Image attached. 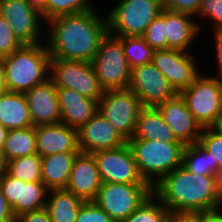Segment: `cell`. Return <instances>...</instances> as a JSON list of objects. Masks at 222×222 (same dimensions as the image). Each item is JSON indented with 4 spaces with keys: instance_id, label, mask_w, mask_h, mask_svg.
Masks as SVG:
<instances>
[{
    "instance_id": "obj_20",
    "label": "cell",
    "mask_w": 222,
    "mask_h": 222,
    "mask_svg": "<svg viewBox=\"0 0 222 222\" xmlns=\"http://www.w3.org/2000/svg\"><path fill=\"white\" fill-rule=\"evenodd\" d=\"M102 185L94 155L80 152L76 155L66 190L83 201H93Z\"/></svg>"
},
{
    "instance_id": "obj_12",
    "label": "cell",
    "mask_w": 222,
    "mask_h": 222,
    "mask_svg": "<svg viewBox=\"0 0 222 222\" xmlns=\"http://www.w3.org/2000/svg\"><path fill=\"white\" fill-rule=\"evenodd\" d=\"M0 16L9 22L14 35L23 45L45 42L46 22L27 0H0Z\"/></svg>"
},
{
    "instance_id": "obj_8",
    "label": "cell",
    "mask_w": 222,
    "mask_h": 222,
    "mask_svg": "<svg viewBox=\"0 0 222 222\" xmlns=\"http://www.w3.org/2000/svg\"><path fill=\"white\" fill-rule=\"evenodd\" d=\"M151 194L150 184L102 183L93 202L114 222H122Z\"/></svg>"
},
{
    "instance_id": "obj_39",
    "label": "cell",
    "mask_w": 222,
    "mask_h": 222,
    "mask_svg": "<svg viewBox=\"0 0 222 222\" xmlns=\"http://www.w3.org/2000/svg\"><path fill=\"white\" fill-rule=\"evenodd\" d=\"M212 37V46L215 48L212 52V55L215 56V74L210 72V76L222 78V27L211 29ZM215 51V52H214ZM217 70V71H216Z\"/></svg>"
},
{
    "instance_id": "obj_23",
    "label": "cell",
    "mask_w": 222,
    "mask_h": 222,
    "mask_svg": "<svg viewBox=\"0 0 222 222\" xmlns=\"http://www.w3.org/2000/svg\"><path fill=\"white\" fill-rule=\"evenodd\" d=\"M0 124L8 130L33 126L24 93L0 92Z\"/></svg>"
},
{
    "instance_id": "obj_35",
    "label": "cell",
    "mask_w": 222,
    "mask_h": 222,
    "mask_svg": "<svg viewBox=\"0 0 222 222\" xmlns=\"http://www.w3.org/2000/svg\"><path fill=\"white\" fill-rule=\"evenodd\" d=\"M142 37L153 50L167 49L165 9L148 25Z\"/></svg>"
},
{
    "instance_id": "obj_27",
    "label": "cell",
    "mask_w": 222,
    "mask_h": 222,
    "mask_svg": "<svg viewBox=\"0 0 222 222\" xmlns=\"http://www.w3.org/2000/svg\"><path fill=\"white\" fill-rule=\"evenodd\" d=\"M35 126L8 131L0 155L4 164L36 153Z\"/></svg>"
},
{
    "instance_id": "obj_34",
    "label": "cell",
    "mask_w": 222,
    "mask_h": 222,
    "mask_svg": "<svg viewBox=\"0 0 222 222\" xmlns=\"http://www.w3.org/2000/svg\"><path fill=\"white\" fill-rule=\"evenodd\" d=\"M195 18H196L197 24L199 25L201 35L205 33L204 32L205 25L202 24L203 20H204L203 23L206 20L207 23L205 24H208L207 26L209 27V29L222 27V0H201L200 6H199V9ZM200 20H201V23L199 22Z\"/></svg>"
},
{
    "instance_id": "obj_19",
    "label": "cell",
    "mask_w": 222,
    "mask_h": 222,
    "mask_svg": "<svg viewBox=\"0 0 222 222\" xmlns=\"http://www.w3.org/2000/svg\"><path fill=\"white\" fill-rule=\"evenodd\" d=\"M33 126L60 123L57 88L48 78L24 93Z\"/></svg>"
},
{
    "instance_id": "obj_37",
    "label": "cell",
    "mask_w": 222,
    "mask_h": 222,
    "mask_svg": "<svg viewBox=\"0 0 222 222\" xmlns=\"http://www.w3.org/2000/svg\"><path fill=\"white\" fill-rule=\"evenodd\" d=\"M75 222H114V221L93 201H86L81 205Z\"/></svg>"
},
{
    "instance_id": "obj_14",
    "label": "cell",
    "mask_w": 222,
    "mask_h": 222,
    "mask_svg": "<svg viewBox=\"0 0 222 222\" xmlns=\"http://www.w3.org/2000/svg\"><path fill=\"white\" fill-rule=\"evenodd\" d=\"M128 88L144 107H155L178 94L152 62L131 69Z\"/></svg>"
},
{
    "instance_id": "obj_29",
    "label": "cell",
    "mask_w": 222,
    "mask_h": 222,
    "mask_svg": "<svg viewBox=\"0 0 222 222\" xmlns=\"http://www.w3.org/2000/svg\"><path fill=\"white\" fill-rule=\"evenodd\" d=\"M41 161L42 157L35 153L7 161L4 170L13 178L24 182H42Z\"/></svg>"
},
{
    "instance_id": "obj_49",
    "label": "cell",
    "mask_w": 222,
    "mask_h": 222,
    "mask_svg": "<svg viewBox=\"0 0 222 222\" xmlns=\"http://www.w3.org/2000/svg\"><path fill=\"white\" fill-rule=\"evenodd\" d=\"M0 222H16V219L0 220Z\"/></svg>"
},
{
    "instance_id": "obj_38",
    "label": "cell",
    "mask_w": 222,
    "mask_h": 222,
    "mask_svg": "<svg viewBox=\"0 0 222 222\" xmlns=\"http://www.w3.org/2000/svg\"><path fill=\"white\" fill-rule=\"evenodd\" d=\"M163 9L196 16L201 0H162Z\"/></svg>"
},
{
    "instance_id": "obj_9",
    "label": "cell",
    "mask_w": 222,
    "mask_h": 222,
    "mask_svg": "<svg viewBox=\"0 0 222 222\" xmlns=\"http://www.w3.org/2000/svg\"><path fill=\"white\" fill-rule=\"evenodd\" d=\"M48 76L56 88L73 89L89 99L99 101L104 94L91 62L50 57Z\"/></svg>"
},
{
    "instance_id": "obj_24",
    "label": "cell",
    "mask_w": 222,
    "mask_h": 222,
    "mask_svg": "<svg viewBox=\"0 0 222 222\" xmlns=\"http://www.w3.org/2000/svg\"><path fill=\"white\" fill-rule=\"evenodd\" d=\"M77 154L76 152H61L42 157L41 181L49 190L67 186Z\"/></svg>"
},
{
    "instance_id": "obj_13",
    "label": "cell",
    "mask_w": 222,
    "mask_h": 222,
    "mask_svg": "<svg viewBox=\"0 0 222 222\" xmlns=\"http://www.w3.org/2000/svg\"><path fill=\"white\" fill-rule=\"evenodd\" d=\"M92 154L102 183L149 184L141 177L127 142L118 148L99 150Z\"/></svg>"
},
{
    "instance_id": "obj_50",
    "label": "cell",
    "mask_w": 222,
    "mask_h": 222,
    "mask_svg": "<svg viewBox=\"0 0 222 222\" xmlns=\"http://www.w3.org/2000/svg\"><path fill=\"white\" fill-rule=\"evenodd\" d=\"M219 127L222 128V111H221V118H220Z\"/></svg>"
},
{
    "instance_id": "obj_44",
    "label": "cell",
    "mask_w": 222,
    "mask_h": 222,
    "mask_svg": "<svg viewBox=\"0 0 222 222\" xmlns=\"http://www.w3.org/2000/svg\"><path fill=\"white\" fill-rule=\"evenodd\" d=\"M29 4L42 14V17L45 21V7L47 0H27Z\"/></svg>"
},
{
    "instance_id": "obj_45",
    "label": "cell",
    "mask_w": 222,
    "mask_h": 222,
    "mask_svg": "<svg viewBox=\"0 0 222 222\" xmlns=\"http://www.w3.org/2000/svg\"><path fill=\"white\" fill-rule=\"evenodd\" d=\"M6 91L4 78V62L3 57H0V92Z\"/></svg>"
},
{
    "instance_id": "obj_46",
    "label": "cell",
    "mask_w": 222,
    "mask_h": 222,
    "mask_svg": "<svg viewBox=\"0 0 222 222\" xmlns=\"http://www.w3.org/2000/svg\"><path fill=\"white\" fill-rule=\"evenodd\" d=\"M216 209L222 211V177H219L218 180V200Z\"/></svg>"
},
{
    "instance_id": "obj_5",
    "label": "cell",
    "mask_w": 222,
    "mask_h": 222,
    "mask_svg": "<svg viewBox=\"0 0 222 222\" xmlns=\"http://www.w3.org/2000/svg\"><path fill=\"white\" fill-rule=\"evenodd\" d=\"M162 10V0H118L107 10L108 32L117 37L143 36Z\"/></svg>"
},
{
    "instance_id": "obj_36",
    "label": "cell",
    "mask_w": 222,
    "mask_h": 222,
    "mask_svg": "<svg viewBox=\"0 0 222 222\" xmlns=\"http://www.w3.org/2000/svg\"><path fill=\"white\" fill-rule=\"evenodd\" d=\"M23 44L17 39L7 20L0 16V57L10 55Z\"/></svg>"
},
{
    "instance_id": "obj_30",
    "label": "cell",
    "mask_w": 222,
    "mask_h": 222,
    "mask_svg": "<svg viewBox=\"0 0 222 222\" xmlns=\"http://www.w3.org/2000/svg\"><path fill=\"white\" fill-rule=\"evenodd\" d=\"M121 43L131 69L151 62L154 50L142 36H124L121 37Z\"/></svg>"
},
{
    "instance_id": "obj_7",
    "label": "cell",
    "mask_w": 222,
    "mask_h": 222,
    "mask_svg": "<svg viewBox=\"0 0 222 222\" xmlns=\"http://www.w3.org/2000/svg\"><path fill=\"white\" fill-rule=\"evenodd\" d=\"M91 63L104 91L128 88L131 68L123 52L121 37L107 32Z\"/></svg>"
},
{
    "instance_id": "obj_43",
    "label": "cell",
    "mask_w": 222,
    "mask_h": 222,
    "mask_svg": "<svg viewBox=\"0 0 222 222\" xmlns=\"http://www.w3.org/2000/svg\"><path fill=\"white\" fill-rule=\"evenodd\" d=\"M202 222H222V211L215 209L202 212Z\"/></svg>"
},
{
    "instance_id": "obj_4",
    "label": "cell",
    "mask_w": 222,
    "mask_h": 222,
    "mask_svg": "<svg viewBox=\"0 0 222 222\" xmlns=\"http://www.w3.org/2000/svg\"><path fill=\"white\" fill-rule=\"evenodd\" d=\"M127 143L133 152L141 177L152 187L182 165L185 147L182 142L129 139Z\"/></svg>"
},
{
    "instance_id": "obj_21",
    "label": "cell",
    "mask_w": 222,
    "mask_h": 222,
    "mask_svg": "<svg viewBox=\"0 0 222 222\" xmlns=\"http://www.w3.org/2000/svg\"><path fill=\"white\" fill-rule=\"evenodd\" d=\"M195 19L190 14L165 9L167 49H178L186 52L195 51L192 49L194 48L193 45H195L196 40L199 42L198 37L202 36Z\"/></svg>"
},
{
    "instance_id": "obj_48",
    "label": "cell",
    "mask_w": 222,
    "mask_h": 222,
    "mask_svg": "<svg viewBox=\"0 0 222 222\" xmlns=\"http://www.w3.org/2000/svg\"><path fill=\"white\" fill-rule=\"evenodd\" d=\"M4 167H5V164H4L2 157L0 155V176L2 175V173L4 171Z\"/></svg>"
},
{
    "instance_id": "obj_2",
    "label": "cell",
    "mask_w": 222,
    "mask_h": 222,
    "mask_svg": "<svg viewBox=\"0 0 222 222\" xmlns=\"http://www.w3.org/2000/svg\"><path fill=\"white\" fill-rule=\"evenodd\" d=\"M218 180L214 175L194 174L182 165L153 186V194L170 214L216 209Z\"/></svg>"
},
{
    "instance_id": "obj_6",
    "label": "cell",
    "mask_w": 222,
    "mask_h": 222,
    "mask_svg": "<svg viewBox=\"0 0 222 222\" xmlns=\"http://www.w3.org/2000/svg\"><path fill=\"white\" fill-rule=\"evenodd\" d=\"M201 74L179 94L194 119L202 126L219 127L222 111V78Z\"/></svg>"
},
{
    "instance_id": "obj_18",
    "label": "cell",
    "mask_w": 222,
    "mask_h": 222,
    "mask_svg": "<svg viewBox=\"0 0 222 222\" xmlns=\"http://www.w3.org/2000/svg\"><path fill=\"white\" fill-rule=\"evenodd\" d=\"M36 153L41 157L61 152L80 153L78 129L63 123L35 126Z\"/></svg>"
},
{
    "instance_id": "obj_42",
    "label": "cell",
    "mask_w": 222,
    "mask_h": 222,
    "mask_svg": "<svg viewBox=\"0 0 222 222\" xmlns=\"http://www.w3.org/2000/svg\"><path fill=\"white\" fill-rule=\"evenodd\" d=\"M6 219H16V217L13 216L11 207L8 205L0 187V220Z\"/></svg>"
},
{
    "instance_id": "obj_15",
    "label": "cell",
    "mask_w": 222,
    "mask_h": 222,
    "mask_svg": "<svg viewBox=\"0 0 222 222\" xmlns=\"http://www.w3.org/2000/svg\"><path fill=\"white\" fill-rule=\"evenodd\" d=\"M0 187L14 217L45 208L49 189L43 182H24L4 170Z\"/></svg>"
},
{
    "instance_id": "obj_25",
    "label": "cell",
    "mask_w": 222,
    "mask_h": 222,
    "mask_svg": "<svg viewBox=\"0 0 222 222\" xmlns=\"http://www.w3.org/2000/svg\"><path fill=\"white\" fill-rule=\"evenodd\" d=\"M131 139L161 140L164 142H180L173 135L169 125L162 119L155 107H144L136 121Z\"/></svg>"
},
{
    "instance_id": "obj_47",
    "label": "cell",
    "mask_w": 222,
    "mask_h": 222,
    "mask_svg": "<svg viewBox=\"0 0 222 222\" xmlns=\"http://www.w3.org/2000/svg\"><path fill=\"white\" fill-rule=\"evenodd\" d=\"M8 131H9L8 129H6L5 127H3L0 124V152L2 150L4 141H5L6 137H7Z\"/></svg>"
},
{
    "instance_id": "obj_22",
    "label": "cell",
    "mask_w": 222,
    "mask_h": 222,
    "mask_svg": "<svg viewBox=\"0 0 222 222\" xmlns=\"http://www.w3.org/2000/svg\"><path fill=\"white\" fill-rule=\"evenodd\" d=\"M60 109V122L79 129L97 112L98 101L82 96L69 88H57Z\"/></svg>"
},
{
    "instance_id": "obj_1",
    "label": "cell",
    "mask_w": 222,
    "mask_h": 222,
    "mask_svg": "<svg viewBox=\"0 0 222 222\" xmlns=\"http://www.w3.org/2000/svg\"><path fill=\"white\" fill-rule=\"evenodd\" d=\"M93 8L61 15L45 24V44L50 57L92 62L100 42L108 32L106 15Z\"/></svg>"
},
{
    "instance_id": "obj_41",
    "label": "cell",
    "mask_w": 222,
    "mask_h": 222,
    "mask_svg": "<svg viewBox=\"0 0 222 222\" xmlns=\"http://www.w3.org/2000/svg\"><path fill=\"white\" fill-rule=\"evenodd\" d=\"M169 222H202V212L173 213Z\"/></svg>"
},
{
    "instance_id": "obj_40",
    "label": "cell",
    "mask_w": 222,
    "mask_h": 222,
    "mask_svg": "<svg viewBox=\"0 0 222 222\" xmlns=\"http://www.w3.org/2000/svg\"><path fill=\"white\" fill-rule=\"evenodd\" d=\"M16 222H51V219L47 210L43 208L17 216Z\"/></svg>"
},
{
    "instance_id": "obj_17",
    "label": "cell",
    "mask_w": 222,
    "mask_h": 222,
    "mask_svg": "<svg viewBox=\"0 0 222 222\" xmlns=\"http://www.w3.org/2000/svg\"><path fill=\"white\" fill-rule=\"evenodd\" d=\"M78 138L80 151L91 154L115 149L127 142L100 112L78 129Z\"/></svg>"
},
{
    "instance_id": "obj_11",
    "label": "cell",
    "mask_w": 222,
    "mask_h": 222,
    "mask_svg": "<svg viewBox=\"0 0 222 222\" xmlns=\"http://www.w3.org/2000/svg\"><path fill=\"white\" fill-rule=\"evenodd\" d=\"M198 55L200 54L194 55L193 52L178 49H160L153 51L151 62L179 94L188 88L203 71L200 68L201 55Z\"/></svg>"
},
{
    "instance_id": "obj_28",
    "label": "cell",
    "mask_w": 222,
    "mask_h": 222,
    "mask_svg": "<svg viewBox=\"0 0 222 222\" xmlns=\"http://www.w3.org/2000/svg\"><path fill=\"white\" fill-rule=\"evenodd\" d=\"M182 166L194 174L217 176V163H213L211 154L199 143L185 145Z\"/></svg>"
},
{
    "instance_id": "obj_26",
    "label": "cell",
    "mask_w": 222,
    "mask_h": 222,
    "mask_svg": "<svg viewBox=\"0 0 222 222\" xmlns=\"http://www.w3.org/2000/svg\"><path fill=\"white\" fill-rule=\"evenodd\" d=\"M84 202L65 188L50 189L45 209L51 222H75L78 211Z\"/></svg>"
},
{
    "instance_id": "obj_3",
    "label": "cell",
    "mask_w": 222,
    "mask_h": 222,
    "mask_svg": "<svg viewBox=\"0 0 222 222\" xmlns=\"http://www.w3.org/2000/svg\"><path fill=\"white\" fill-rule=\"evenodd\" d=\"M50 55L45 42L23 45L3 57L6 91L25 93L49 78Z\"/></svg>"
},
{
    "instance_id": "obj_32",
    "label": "cell",
    "mask_w": 222,
    "mask_h": 222,
    "mask_svg": "<svg viewBox=\"0 0 222 222\" xmlns=\"http://www.w3.org/2000/svg\"><path fill=\"white\" fill-rule=\"evenodd\" d=\"M92 0H47L45 22L61 15L76 14L96 8Z\"/></svg>"
},
{
    "instance_id": "obj_16",
    "label": "cell",
    "mask_w": 222,
    "mask_h": 222,
    "mask_svg": "<svg viewBox=\"0 0 222 222\" xmlns=\"http://www.w3.org/2000/svg\"><path fill=\"white\" fill-rule=\"evenodd\" d=\"M155 108L161 114L162 119L169 125L178 141L184 145L199 142L203 128L194 119L180 94L158 104Z\"/></svg>"
},
{
    "instance_id": "obj_31",
    "label": "cell",
    "mask_w": 222,
    "mask_h": 222,
    "mask_svg": "<svg viewBox=\"0 0 222 222\" xmlns=\"http://www.w3.org/2000/svg\"><path fill=\"white\" fill-rule=\"evenodd\" d=\"M170 213L160 200L151 194L122 222H169Z\"/></svg>"
},
{
    "instance_id": "obj_10",
    "label": "cell",
    "mask_w": 222,
    "mask_h": 222,
    "mask_svg": "<svg viewBox=\"0 0 222 222\" xmlns=\"http://www.w3.org/2000/svg\"><path fill=\"white\" fill-rule=\"evenodd\" d=\"M143 108L138 96L129 88L104 91L98 101V112L126 141L132 138Z\"/></svg>"
},
{
    "instance_id": "obj_33",
    "label": "cell",
    "mask_w": 222,
    "mask_h": 222,
    "mask_svg": "<svg viewBox=\"0 0 222 222\" xmlns=\"http://www.w3.org/2000/svg\"><path fill=\"white\" fill-rule=\"evenodd\" d=\"M198 143L211 154L213 163H217V177H222V128H203Z\"/></svg>"
}]
</instances>
